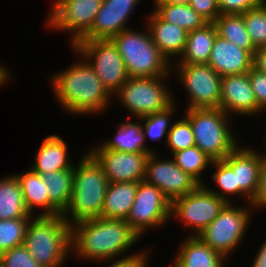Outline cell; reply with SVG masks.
<instances>
[{
    "instance_id": "52a82bcc",
    "label": "cell",
    "mask_w": 266,
    "mask_h": 267,
    "mask_svg": "<svg viewBox=\"0 0 266 267\" xmlns=\"http://www.w3.org/2000/svg\"><path fill=\"white\" fill-rule=\"evenodd\" d=\"M167 76L129 77L121 88L113 95L133 117L140 118L171 107L176 101L167 84ZM175 101V102H174Z\"/></svg>"
},
{
    "instance_id": "ffe728a7",
    "label": "cell",
    "mask_w": 266,
    "mask_h": 267,
    "mask_svg": "<svg viewBox=\"0 0 266 267\" xmlns=\"http://www.w3.org/2000/svg\"><path fill=\"white\" fill-rule=\"evenodd\" d=\"M146 26L152 37V41L158 47L166 59L172 63V56L180 58L183 54L188 31L175 24L162 20L154 11L149 14Z\"/></svg>"
},
{
    "instance_id": "9c48e42d",
    "label": "cell",
    "mask_w": 266,
    "mask_h": 267,
    "mask_svg": "<svg viewBox=\"0 0 266 267\" xmlns=\"http://www.w3.org/2000/svg\"><path fill=\"white\" fill-rule=\"evenodd\" d=\"M71 48L87 61L112 95L129 79L124 61L111 39L79 40Z\"/></svg>"
},
{
    "instance_id": "9a60e30c",
    "label": "cell",
    "mask_w": 266,
    "mask_h": 267,
    "mask_svg": "<svg viewBox=\"0 0 266 267\" xmlns=\"http://www.w3.org/2000/svg\"><path fill=\"white\" fill-rule=\"evenodd\" d=\"M157 159L159 156L156 152L148 156L144 180L160 189L170 202L183 197L199 185L176 165L173 158Z\"/></svg>"
},
{
    "instance_id": "8fae6325",
    "label": "cell",
    "mask_w": 266,
    "mask_h": 267,
    "mask_svg": "<svg viewBox=\"0 0 266 267\" xmlns=\"http://www.w3.org/2000/svg\"><path fill=\"white\" fill-rule=\"evenodd\" d=\"M171 67L178 68L174 71L176 78L186 88L187 109L219 108L222 77L208 64H171Z\"/></svg>"
},
{
    "instance_id": "4dcf8cb0",
    "label": "cell",
    "mask_w": 266,
    "mask_h": 267,
    "mask_svg": "<svg viewBox=\"0 0 266 267\" xmlns=\"http://www.w3.org/2000/svg\"><path fill=\"white\" fill-rule=\"evenodd\" d=\"M176 165L192 177L199 185H204L201 174L213 160L202 152L196 145L187 149L180 150L172 154Z\"/></svg>"
},
{
    "instance_id": "e0dca14e",
    "label": "cell",
    "mask_w": 266,
    "mask_h": 267,
    "mask_svg": "<svg viewBox=\"0 0 266 267\" xmlns=\"http://www.w3.org/2000/svg\"><path fill=\"white\" fill-rule=\"evenodd\" d=\"M141 0H103L91 29L80 40L112 39L123 30ZM133 11V12H132Z\"/></svg>"
},
{
    "instance_id": "ee69618b",
    "label": "cell",
    "mask_w": 266,
    "mask_h": 267,
    "mask_svg": "<svg viewBox=\"0 0 266 267\" xmlns=\"http://www.w3.org/2000/svg\"><path fill=\"white\" fill-rule=\"evenodd\" d=\"M252 267H266V240L262 243L259 248L254 260L252 262Z\"/></svg>"
},
{
    "instance_id": "d6a6232c",
    "label": "cell",
    "mask_w": 266,
    "mask_h": 267,
    "mask_svg": "<svg viewBox=\"0 0 266 267\" xmlns=\"http://www.w3.org/2000/svg\"><path fill=\"white\" fill-rule=\"evenodd\" d=\"M212 168L216 171L212 174V179L216 182V187L220 188L218 191L214 188L208 186L213 194L217 195L219 198L224 199L227 203H232L233 199L230 197L233 195L238 196V185H236L235 172L233 169L222 159L213 161L211 164Z\"/></svg>"
},
{
    "instance_id": "ab89813d",
    "label": "cell",
    "mask_w": 266,
    "mask_h": 267,
    "mask_svg": "<svg viewBox=\"0 0 266 267\" xmlns=\"http://www.w3.org/2000/svg\"><path fill=\"white\" fill-rule=\"evenodd\" d=\"M187 2L208 23H213L221 14L217 0H187Z\"/></svg>"
},
{
    "instance_id": "d6986e66",
    "label": "cell",
    "mask_w": 266,
    "mask_h": 267,
    "mask_svg": "<svg viewBox=\"0 0 266 267\" xmlns=\"http://www.w3.org/2000/svg\"><path fill=\"white\" fill-rule=\"evenodd\" d=\"M221 77L249 72L253 56L232 42L216 36L207 63Z\"/></svg>"
},
{
    "instance_id": "1f68e13d",
    "label": "cell",
    "mask_w": 266,
    "mask_h": 267,
    "mask_svg": "<svg viewBox=\"0 0 266 267\" xmlns=\"http://www.w3.org/2000/svg\"><path fill=\"white\" fill-rule=\"evenodd\" d=\"M176 107L177 106L174 103L171 107L165 109L164 111L155 112L153 114L137 118V120H140L141 123L142 121L144 122V124H141V128L143 129L145 141L147 138H150V140L153 141H160L163 139V137H166L167 142L168 132L172 126L170 119L172 118L173 114H175V111H177Z\"/></svg>"
},
{
    "instance_id": "60d3db41",
    "label": "cell",
    "mask_w": 266,
    "mask_h": 267,
    "mask_svg": "<svg viewBox=\"0 0 266 267\" xmlns=\"http://www.w3.org/2000/svg\"><path fill=\"white\" fill-rule=\"evenodd\" d=\"M147 249L135 254L123 255L120 259L109 260L110 264L107 267H147L148 255ZM148 254V255H147Z\"/></svg>"
},
{
    "instance_id": "b9f144b4",
    "label": "cell",
    "mask_w": 266,
    "mask_h": 267,
    "mask_svg": "<svg viewBox=\"0 0 266 267\" xmlns=\"http://www.w3.org/2000/svg\"><path fill=\"white\" fill-rule=\"evenodd\" d=\"M251 204L255 209L266 208V153H263L261 160L259 191Z\"/></svg>"
},
{
    "instance_id": "f6af8a7d",
    "label": "cell",
    "mask_w": 266,
    "mask_h": 267,
    "mask_svg": "<svg viewBox=\"0 0 266 267\" xmlns=\"http://www.w3.org/2000/svg\"><path fill=\"white\" fill-rule=\"evenodd\" d=\"M8 71L9 69L7 70V67H5L0 63V86L5 85V83H7L10 80L11 72Z\"/></svg>"
},
{
    "instance_id": "d4e9b609",
    "label": "cell",
    "mask_w": 266,
    "mask_h": 267,
    "mask_svg": "<svg viewBox=\"0 0 266 267\" xmlns=\"http://www.w3.org/2000/svg\"><path fill=\"white\" fill-rule=\"evenodd\" d=\"M130 121L119 124L117 134L114 138L105 140L99 146L102 149H110L118 152L129 153H149L155 152L151 150L145 143L143 129L141 128V121ZM140 123V124H139ZM148 146V147H147Z\"/></svg>"
},
{
    "instance_id": "7402d4cb",
    "label": "cell",
    "mask_w": 266,
    "mask_h": 267,
    "mask_svg": "<svg viewBox=\"0 0 266 267\" xmlns=\"http://www.w3.org/2000/svg\"><path fill=\"white\" fill-rule=\"evenodd\" d=\"M178 249L172 262L177 267H224L226 261V258L207 246L198 236H187Z\"/></svg>"
},
{
    "instance_id": "7dc6e473",
    "label": "cell",
    "mask_w": 266,
    "mask_h": 267,
    "mask_svg": "<svg viewBox=\"0 0 266 267\" xmlns=\"http://www.w3.org/2000/svg\"><path fill=\"white\" fill-rule=\"evenodd\" d=\"M262 112H265L266 113V107L261 111ZM265 138H266V134H265ZM266 140V139H265ZM266 143V142H265Z\"/></svg>"
},
{
    "instance_id": "5b68a950",
    "label": "cell",
    "mask_w": 266,
    "mask_h": 267,
    "mask_svg": "<svg viewBox=\"0 0 266 267\" xmlns=\"http://www.w3.org/2000/svg\"><path fill=\"white\" fill-rule=\"evenodd\" d=\"M126 29L111 40L117 46L129 77L167 76L173 70L171 63L152 41L150 32Z\"/></svg>"
},
{
    "instance_id": "7bdbcfd3",
    "label": "cell",
    "mask_w": 266,
    "mask_h": 267,
    "mask_svg": "<svg viewBox=\"0 0 266 267\" xmlns=\"http://www.w3.org/2000/svg\"><path fill=\"white\" fill-rule=\"evenodd\" d=\"M253 67L266 73V46L256 49L253 55Z\"/></svg>"
},
{
    "instance_id": "e575fe53",
    "label": "cell",
    "mask_w": 266,
    "mask_h": 267,
    "mask_svg": "<svg viewBox=\"0 0 266 267\" xmlns=\"http://www.w3.org/2000/svg\"><path fill=\"white\" fill-rule=\"evenodd\" d=\"M30 219L0 220V254L24 244L25 231Z\"/></svg>"
},
{
    "instance_id": "836d02e7",
    "label": "cell",
    "mask_w": 266,
    "mask_h": 267,
    "mask_svg": "<svg viewBox=\"0 0 266 267\" xmlns=\"http://www.w3.org/2000/svg\"><path fill=\"white\" fill-rule=\"evenodd\" d=\"M242 17L254 47L266 46V0L243 13Z\"/></svg>"
},
{
    "instance_id": "7a4b0ae2",
    "label": "cell",
    "mask_w": 266,
    "mask_h": 267,
    "mask_svg": "<svg viewBox=\"0 0 266 267\" xmlns=\"http://www.w3.org/2000/svg\"><path fill=\"white\" fill-rule=\"evenodd\" d=\"M72 51L80 59L52 76L54 97L69 115H96L104 112L110 107L113 95L105 88L87 61L74 49Z\"/></svg>"
},
{
    "instance_id": "d590c367",
    "label": "cell",
    "mask_w": 266,
    "mask_h": 267,
    "mask_svg": "<svg viewBox=\"0 0 266 267\" xmlns=\"http://www.w3.org/2000/svg\"><path fill=\"white\" fill-rule=\"evenodd\" d=\"M166 146L171 151V155L180 150L195 146V137L190 122L180 118L172 123L168 132Z\"/></svg>"
},
{
    "instance_id": "3957f363",
    "label": "cell",
    "mask_w": 266,
    "mask_h": 267,
    "mask_svg": "<svg viewBox=\"0 0 266 267\" xmlns=\"http://www.w3.org/2000/svg\"><path fill=\"white\" fill-rule=\"evenodd\" d=\"M72 195L68 207L61 214L72 225L78 221L101 217L104 198L109 185L103 168L88 153L74 164Z\"/></svg>"
},
{
    "instance_id": "4316f807",
    "label": "cell",
    "mask_w": 266,
    "mask_h": 267,
    "mask_svg": "<svg viewBox=\"0 0 266 267\" xmlns=\"http://www.w3.org/2000/svg\"><path fill=\"white\" fill-rule=\"evenodd\" d=\"M14 175L20 183L23 200L29 213L35 216L33 214L35 208H41L44 212L42 211L36 216H50V199L46 193V184L42 176L30 168L26 172Z\"/></svg>"
},
{
    "instance_id": "83f0119b",
    "label": "cell",
    "mask_w": 266,
    "mask_h": 267,
    "mask_svg": "<svg viewBox=\"0 0 266 267\" xmlns=\"http://www.w3.org/2000/svg\"><path fill=\"white\" fill-rule=\"evenodd\" d=\"M32 217L25 206L16 176L12 174L0 178V220Z\"/></svg>"
},
{
    "instance_id": "74e56055",
    "label": "cell",
    "mask_w": 266,
    "mask_h": 267,
    "mask_svg": "<svg viewBox=\"0 0 266 267\" xmlns=\"http://www.w3.org/2000/svg\"><path fill=\"white\" fill-rule=\"evenodd\" d=\"M248 73L252 90L257 101L258 115L266 107V73L260 72L254 67H252Z\"/></svg>"
},
{
    "instance_id": "ac0fdd59",
    "label": "cell",
    "mask_w": 266,
    "mask_h": 267,
    "mask_svg": "<svg viewBox=\"0 0 266 267\" xmlns=\"http://www.w3.org/2000/svg\"><path fill=\"white\" fill-rule=\"evenodd\" d=\"M219 108L228 116L257 114V101L248 72L222 77Z\"/></svg>"
},
{
    "instance_id": "bcb514c9",
    "label": "cell",
    "mask_w": 266,
    "mask_h": 267,
    "mask_svg": "<svg viewBox=\"0 0 266 267\" xmlns=\"http://www.w3.org/2000/svg\"><path fill=\"white\" fill-rule=\"evenodd\" d=\"M187 0H154V4H175L186 3Z\"/></svg>"
},
{
    "instance_id": "5bb4252c",
    "label": "cell",
    "mask_w": 266,
    "mask_h": 267,
    "mask_svg": "<svg viewBox=\"0 0 266 267\" xmlns=\"http://www.w3.org/2000/svg\"><path fill=\"white\" fill-rule=\"evenodd\" d=\"M88 153L103 168L109 183H138L145 179L149 153L118 152L102 149L99 145L91 147Z\"/></svg>"
},
{
    "instance_id": "f1b7e54d",
    "label": "cell",
    "mask_w": 266,
    "mask_h": 267,
    "mask_svg": "<svg viewBox=\"0 0 266 267\" xmlns=\"http://www.w3.org/2000/svg\"><path fill=\"white\" fill-rule=\"evenodd\" d=\"M153 11L165 22L175 24L190 32L204 27L208 22L188 2L155 4Z\"/></svg>"
},
{
    "instance_id": "7c38bea8",
    "label": "cell",
    "mask_w": 266,
    "mask_h": 267,
    "mask_svg": "<svg viewBox=\"0 0 266 267\" xmlns=\"http://www.w3.org/2000/svg\"><path fill=\"white\" fill-rule=\"evenodd\" d=\"M103 0H55L47 17L50 30L70 32L72 47L92 27Z\"/></svg>"
},
{
    "instance_id": "f35d334b",
    "label": "cell",
    "mask_w": 266,
    "mask_h": 267,
    "mask_svg": "<svg viewBox=\"0 0 266 267\" xmlns=\"http://www.w3.org/2000/svg\"><path fill=\"white\" fill-rule=\"evenodd\" d=\"M264 0H217L221 14H243Z\"/></svg>"
},
{
    "instance_id": "4fadbf2b",
    "label": "cell",
    "mask_w": 266,
    "mask_h": 267,
    "mask_svg": "<svg viewBox=\"0 0 266 267\" xmlns=\"http://www.w3.org/2000/svg\"><path fill=\"white\" fill-rule=\"evenodd\" d=\"M170 208L171 202L160 189L144 180L138 182L135 201L125 221L143 238L148 228L152 231L171 220Z\"/></svg>"
},
{
    "instance_id": "8992f818",
    "label": "cell",
    "mask_w": 266,
    "mask_h": 267,
    "mask_svg": "<svg viewBox=\"0 0 266 267\" xmlns=\"http://www.w3.org/2000/svg\"><path fill=\"white\" fill-rule=\"evenodd\" d=\"M184 112L192 126L195 145L213 161L224 159L239 145L233 135L231 117L222 109L194 108Z\"/></svg>"
},
{
    "instance_id": "c3c4849f",
    "label": "cell",
    "mask_w": 266,
    "mask_h": 267,
    "mask_svg": "<svg viewBox=\"0 0 266 267\" xmlns=\"http://www.w3.org/2000/svg\"><path fill=\"white\" fill-rule=\"evenodd\" d=\"M170 266H171V267H177L174 263H172Z\"/></svg>"
},
{
    "instance_id": "484cf974",
    "label": "cell",
    "mask_w": 266,
    "mask_h": 267,
    "mask_svg": "<svg viewBox=\"0 0 266 267\" xmlns=\"http://www.w3.org/2000/svg\"><path fill=\"white\" fill-rule=\"evenodd\" d=\"M50 199V216L61 215L68 207L73 184V169L52 171L41 175Z\"/></svg>"
},
{
    "instance_id": "cb8c5ba5",
    "label": "cell",
    "mask_w": 266,
    "mask_h": 267,
    "mask_svg": "<svg viewBox=\"0 0 266 267\" xmlns=\"http://www.w3.org/2000/svg\"><path fill=\"white\" fill-rule=\"evenodd\" d=\"M217 35L214 23L188 32L183 54L171 64H207Z\"/></svg>"
},
{
    "instance_id": "2e32d148",
    "label": "cell",
    "mask_w": 266,
    "mask_h": 267,
    "mask_svg": "<svg viewBox=\"0 0 266 267\" xmlns=\"http://www.w3.org/2000/svg\"><path fill=\"white\" fill-rule=\"evenodd\" d=\"M239 144L223 160L235 172L236 185H238V197L251 204L259 191V177L262 155L260 152ZM258 152V153H257Z\"/></svg>"
},
{
    "instance_id": "603a6c76",
    "label": "cell",
    "mask_w": 266,
    "mask_h": 267,
    "mask_svg": "<svg viewBox=\"0 0 266 267\" xmlns=\"http://www.w3.org/2000/svg\"><path fill=\"white\" fill-rule=\"evenodd\" d=\"M137 188V182L109 183L101 210V217L126 220L135 201Z\"/></svg>"
},
{
    "instance_id": "277c9868",
    "label": "cell",
    "mask_w": 266,
    "mask_h": 267,
    "mask_svg": "<svg viewBox=\"0 0 266 267\" xmlns=\"http://www.w3.org/2000/svg\"><path fill=\"white\" fill-rule=\"evenodd\" d=\"M23 245L41 267H63L72 255L71 225L62 215L34 216L27 224Z\"/></svg>"
},
{
    "instance_id": "30bf717a",
    "label": "cell",
    "mask_w": 266,
    "mask_h": 267,
    "mask_svg": "<svg viewBox=\"0 0 266 267\" xmlns=\"http://www.w3.org/2000/svg\"><path fill=\"white\" fill-rule=\"evenodd\" d=\"M227 202L207 189L206 183L198 185L193 191L171 202L170 217L178 219L197 236L211 224ZM193 229V230H192Z\"/></svg>"
},
{
    "instance_id": "8d00e7d4",
    "label": "cell",
    "mask_w": 266,
    "mask_h": 267,
    "mask_svg": "<svg viewBox=\"0 0 266 267\" xmlns=\"http://www.w3.org/2000/svg\"><path fill=\"white\" fill-rule=\"evenodd\" d=\"M0 267H41L24 245L0 254Z\"/></svg>"
},
{
    "instance_id": "6da1fadb",
    "label": "cell",
    "mask_w": 266,
    "mask_h": 267,
    "mask_svg": "<svg viewBox=\"0 0 266 267\" xmlns=\"http://www.w3.org/2000/svg\"><path fill=\"white\" fill-rule=\"evenodd\" d=\"M139 239L140 236L123 219L97 217L71 225V252L88 262L120 258Z\"/></svg>"
},
{
    "instance_id": "f546056e",
    "label": "cell",
    "mask_w": 266,
    "mask_h": 267,
    "mask_svg": "<svg viewBox=\"0 0 266 267\" xmlns=\"http://www.w3.org/2000/svg\"><path fill=\"white\" fill-rule=\"evenodd\" d=\"M213 23L221 38L254 55L256 48L246 30L242 14H220Z\"/></svg>"
},
{
    "instance_id": "44dd1931",
    "label": "cell",
    "mask_w": 266,
    "mask_h": 267,
    "mask_svg": "<svg viewBox=\"0 0 266 267\" xmlns=\"http://www.w3.org/2000/svg\"><path fill=\"white\" fill-rule=\"evenodd\" d=\"M59 135H48L37 149L30 169L40 175L52 171L74 169V164L68 157V147Z\"/></svg>"
},
{
    "instance_id": "ba28073f",
    "label": "cell",
    "mask_w": 266,
    "mask_h": 267,
    "mask_svg": "<svg viewBox=\"0 0 266 267\" xmlns=\"http://www.w3.org/2000/svg\"><path fill=\"white\" fill-rule=\"evenodd\" d=\"M253 209L252 204L238 207L233 203H227L216 219L197 236L227 259L245 238Z\"/></svg>"
}]
</instances>
